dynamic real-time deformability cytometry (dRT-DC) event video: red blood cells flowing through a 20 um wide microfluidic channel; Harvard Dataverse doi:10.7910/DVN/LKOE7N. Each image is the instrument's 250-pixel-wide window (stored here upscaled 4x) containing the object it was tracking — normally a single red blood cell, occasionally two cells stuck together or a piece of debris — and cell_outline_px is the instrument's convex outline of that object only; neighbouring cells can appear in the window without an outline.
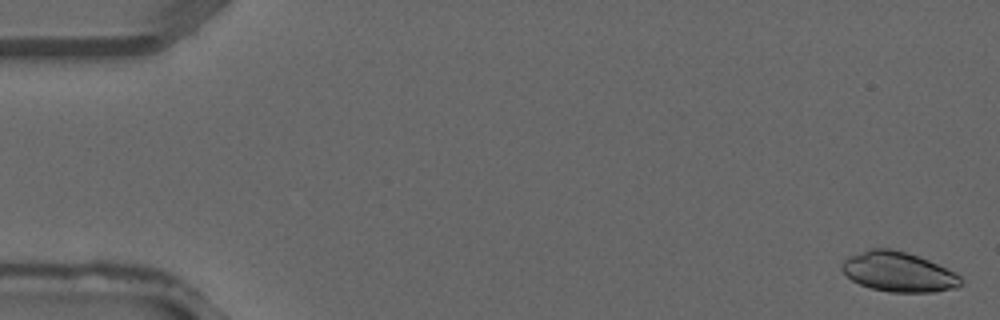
{"species": "common noctule bat (a hibernating species)", "species_latin": "Nyctalus noctula", "temperature_condition": "warm", "stored_images_in_passage": 24, "camera_frame_rate_fps": 3000, "um_per_image_px": 0.085, "animal": {"sex": "male", "forearm_length_mm": 52.5}, "frame": {"image": 1, "passage_image": 1, "time_ms": 0.0, "image_size_px": [1000, 320], "cell_outline_px": [[964, 284], [956, 288], [936, 292], [888, 292], [872, 288], [860, 284], [852, 280], [840, 268], [840, 264], [848, 256], [868, 248], [888, 248], [908, 252], [928, 260], [956, 272], [964, 280]], "centroid_in_image_um": [76.39, 23.1], "position_along_channel_um": 8.6, "area_um2": 27.92}}
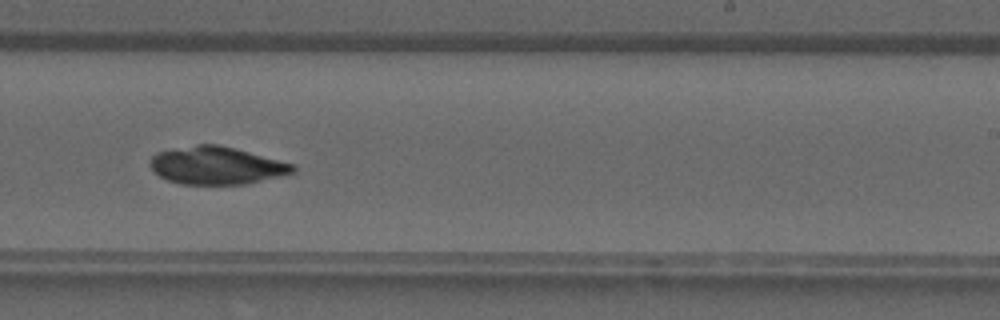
{"frame": {"image": 2, "passage_image": 24, "time_ms": 7.667, "image_size_px": [1000, 320], "cell_outline_px": [[296, 172], [244, 184], [180, 184], [168, 180], [160, 176], [148, 164], [148, 160], [156, 152], [196, 144], [216, 144], [296, 164]], "centroid_in_image_um": [18.38, 14.07], "position_along_channel_um": 270.6, "area_um2": 31.15}}